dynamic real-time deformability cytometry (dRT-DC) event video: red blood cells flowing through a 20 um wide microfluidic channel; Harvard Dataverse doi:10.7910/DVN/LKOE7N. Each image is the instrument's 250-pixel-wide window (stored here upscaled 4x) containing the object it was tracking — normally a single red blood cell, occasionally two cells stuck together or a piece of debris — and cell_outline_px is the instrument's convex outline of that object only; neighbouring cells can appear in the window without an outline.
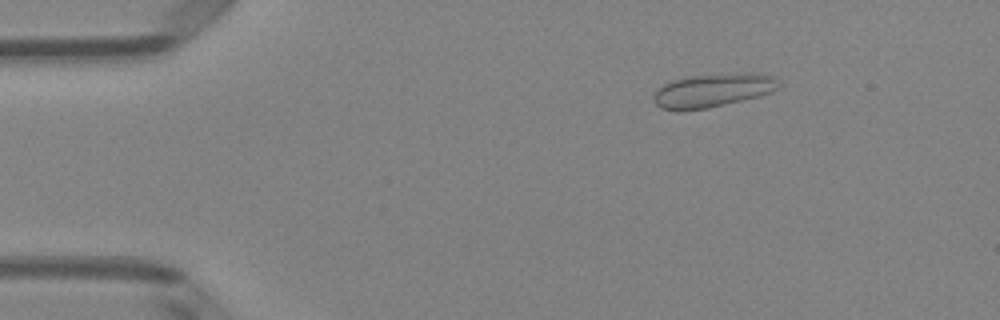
{"species": "Egyptian fruit bat (a non-hibernating species)", "species_latin": "Rousettus aegyptiacus", "temperature_condition": "room temperature", "stored_images_in_passage": 51, "camera_frame_rate_fps": 3000, "um_per_image_px": 0.085, "animal": {"sex": "female"}, "frame": {"image": 1, "passage_image": 8, "time_ms": 2.333, "image_size_px": [1000, 320], "cell_outline_px": [[780, 84], [772, 92], [760, 96], [708, 108], [680, 112], [676, 112], [660, 108], [652, 100], [652, 96], [664, 84], [672, 80], [684, 76], [772, 76]], "centroid_in_image_um": [60.42, 7.77], "position_along_channel_um": 24.6, "area_um2": 23.52}}
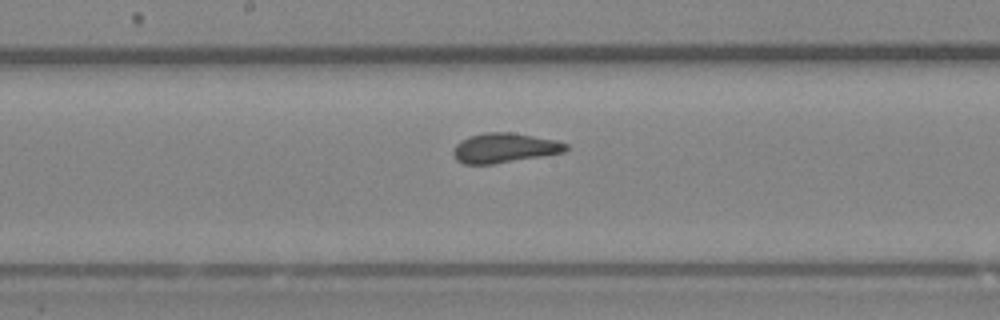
{"frame": {"image": 2, "passage_image": 27, "time_ms": 8.667, "image_size_px": [1000, 320], "cell_outline_px": [[568, 148], [564, 152], [492, 164], [464, 164], [456, 160], [452, 152], [452, 148], [460, 140], [468, 136], [484, 132], [512, 132], [556, 140], [568, 144]], "centroid_in_image_um": [42.83, 12.56], "position_along_channel_um": 205.4, "area_um2": 19.54}}
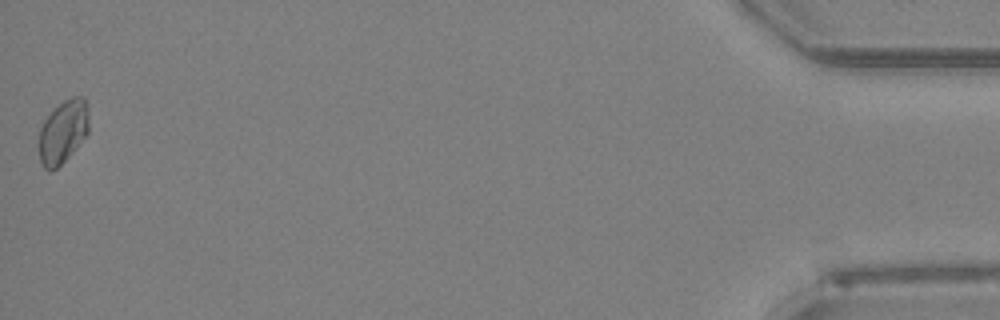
{"frame": {"image": 3, "passage_image": 51, "time_ms": 16.667, "image_size_px": [1000, 320], "cell_outline_px": [[88, 132], [76, 148], [52, 172], [44, 168], [40, 160], [40, 128], [44, 120], [64, 100], [72, 96], [84, 96], [88, 104]], "centroid_in_image_um": [5.38, 11.17], "position_along_channel_um": 429.8, "area_um2": 18.09}}